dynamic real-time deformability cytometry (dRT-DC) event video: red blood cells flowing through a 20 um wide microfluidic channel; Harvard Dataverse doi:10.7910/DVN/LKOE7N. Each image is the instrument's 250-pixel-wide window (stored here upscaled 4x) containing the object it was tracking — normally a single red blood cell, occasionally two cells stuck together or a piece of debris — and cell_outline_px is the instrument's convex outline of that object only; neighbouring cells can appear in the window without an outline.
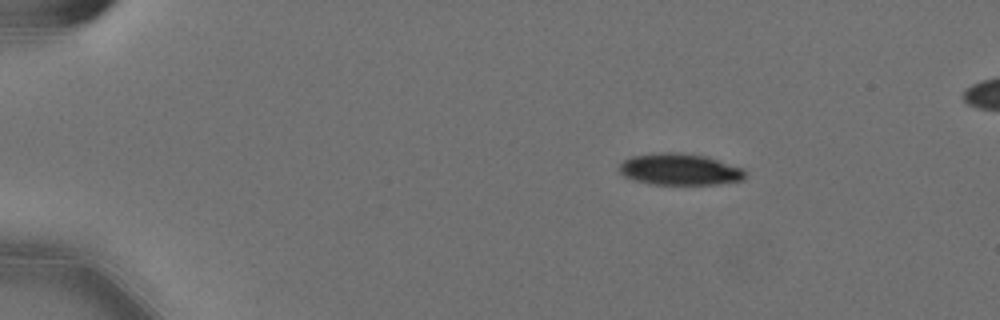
{"species": "Egyptian fruit bat (a non-hibernating species)", "species_latin": "Rousettus aegyptiacus", "temperature_condition": "cold", "stored_images_in_passage": 9, "camera_frame_rate_fps": 3000, "um_per_image_px": 0.085, "animal": {"sex": "female"}, "frame": {"image": 1, "passage_image": 1, "time_ms": 0.0, "image_size_px": [1000, 320], "cell_outline_px": [[744, 176], [740, 180], [712, 184], [652, 184], [636, 180], [624, 176], [620, 172], [620, 164], [624, 160], [632, 156], [664, 152], [680, 152], [704, 156], [744, 168]], "centroid_in_image_um": [57.75, 14.39], "position_along_channel_um": 27.3, "area_um2": 22.72}}